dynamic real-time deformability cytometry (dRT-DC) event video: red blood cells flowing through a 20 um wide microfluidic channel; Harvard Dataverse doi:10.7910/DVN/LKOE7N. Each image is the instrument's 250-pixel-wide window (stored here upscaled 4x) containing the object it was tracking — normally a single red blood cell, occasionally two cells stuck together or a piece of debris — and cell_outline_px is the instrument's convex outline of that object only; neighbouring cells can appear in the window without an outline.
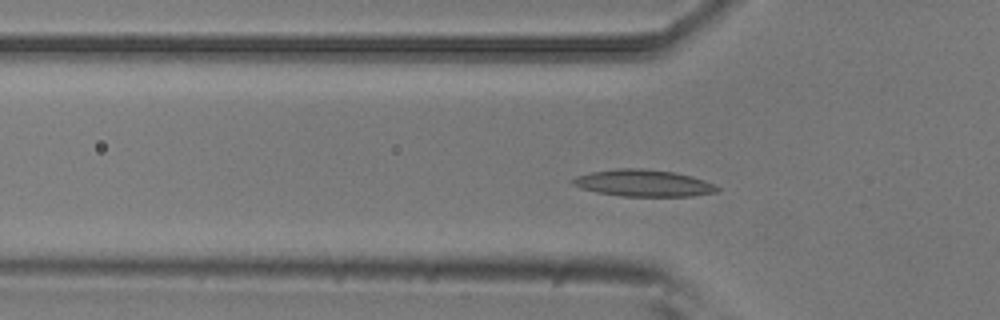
{"species": "common noctule bat (a hibernating species)", "species_latin": "Nyctalus noctula", "temperature_condition": "room temperature", "stored_images_in_passage": 49, "camera_frame_rate_fps": 3000, "um_per_image_px": 0.085, "animal": {"sex": "male", "body_mass_g": 20.5, "forearm_length_mm": 52.5}, "frame": {"image": 1, "passage_image": 14, "time_ms": 4.333, "image_size_px": [1000, 320], "cell_outline_px": [[720, 188], [716, 192], [692, 196], [620, 196], [596, 192], [580, 188], [572, 184], [572, 180], [576, 176], [592, 172], [616, 168], [640, 168], [672, 172], [692, 176], [704, 180]], "centroid_in_image_um": [54.66, 15.56], "position_along_channel_um": 71.1, "area_um2": 22.43}}
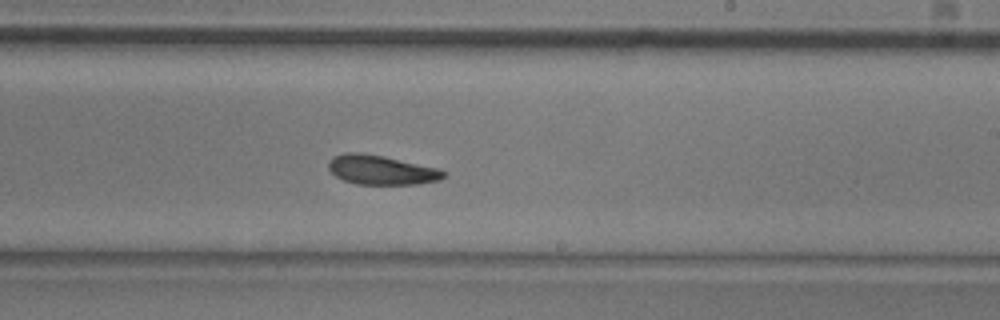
{"frame": {"image": 2, "passage_image": 29, "time_ms": 9.333, "image_size_px": [1000, 320], "cell_outline_px": [[444, 176], [440, 180], [420, 184], [356, 184], [344, 180], [336, 176], [328, 168], [328, 160], [332, 156], [344, 152], [356, 152], [384, 156], [440, 168], [444, 172]], "centroid_in_image_um": [32.39, 14.43], "position_along_channel_um": 256.6, "area_um2": 19.83}}
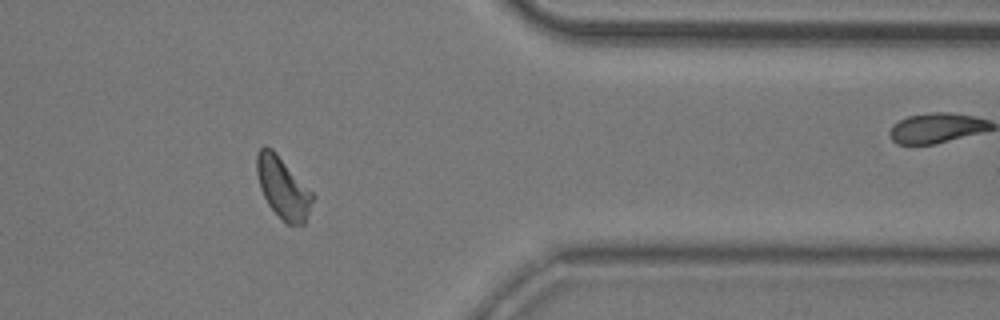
{"frame": {"image": 3, "passage_image": 41, "time_ms": 13.333, "image_size_px": [1000, 320], "cell_outline_px": [[316, 196], [304, 224], [288, 224], [268, 204], [260, 188], [256, 172], [256, 152], [264, 144], [272, 148], [276, 152]], "centroid_in_image_um": [24.05, 15.91], "position_along_channel_um": 387.4, "area_um2": 19.94}, "authors_computed_cell_mechanics": {"area_um2": 20.0566, "velocity_mm_per_s": 3.7019, "shape_relaxation_time_tau1_ms": 4.5154, "shape_relaxation_time_tau2_ms": 3.8664, "deformation_change_tau1": 0.1309, "deformation_change_tau2": 0.0837}}